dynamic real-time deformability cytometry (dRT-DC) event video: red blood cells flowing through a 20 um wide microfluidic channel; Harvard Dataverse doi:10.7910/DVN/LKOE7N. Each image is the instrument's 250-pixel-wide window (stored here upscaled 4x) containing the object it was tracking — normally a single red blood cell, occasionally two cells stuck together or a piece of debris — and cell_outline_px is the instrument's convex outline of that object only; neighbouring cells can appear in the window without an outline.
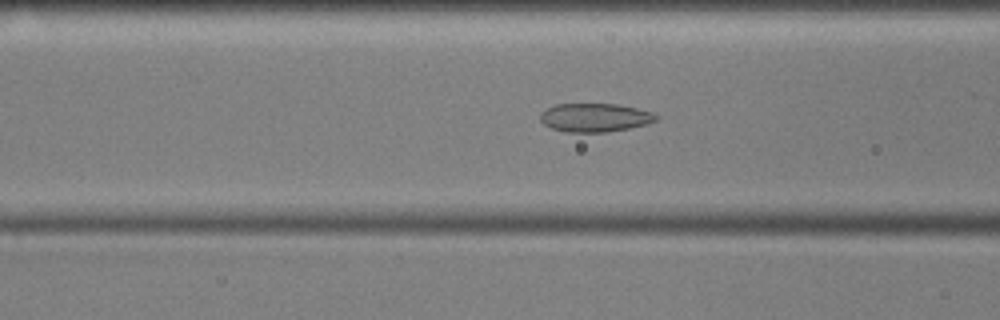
{"species": "common noctule bat (a hibernating species)", "species_latin": "Nyctalus noctula", "temperature_condition": "cold", "stored_images_in_passage": 56, "camera_frame_rate_fps": 3000, "um_per_image_px": 0.085, "animal": {"sex": "male", "body_mass_g": 17.9, "forearm_length_mm": 54.2}, "frame": {"image": 1, "passage_image": 21, "time_ms": 6.667, "image_size_px": [1000, 320], "cell_outline_px": [[656, 120], [648, 124], [608, 132], [568, 132], [552, 128], [544, 124], [540, 120], [540, 112], [556, 104], [620, 104], [652, 112], [656, 116]], "centroid_in_image_um": [50.55, 9.99], "position_along_channel_um": 116.0, "area_um2": 19.19}}
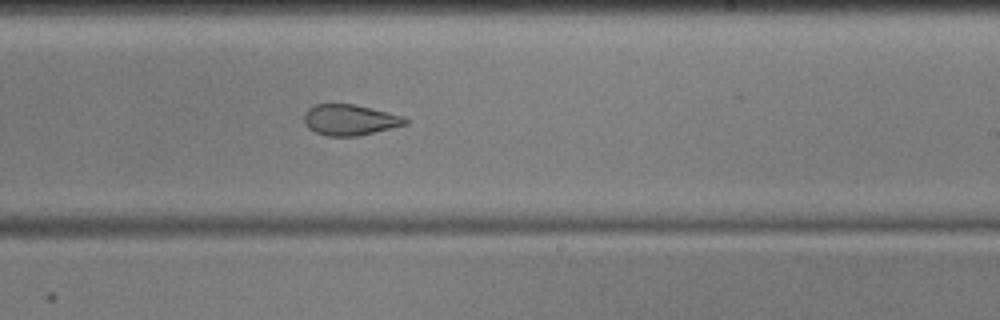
{"frame": {"image": 2, "passage_image": 33, "time_ms": 10.667, "image_size_px": [1000, 320], "cell_outline_px": [[408, 124], [356, 136], [328, 136], [316, 132], [308, 128], [304, 120], [304, 112], [308, 108], [316, 104], [352, 104], [404, 116], [408, 120]], "centroid_in_image_um": [29.72, 10.19], "position_along_channel_um": 259.3, "area_um2": 17.98}}
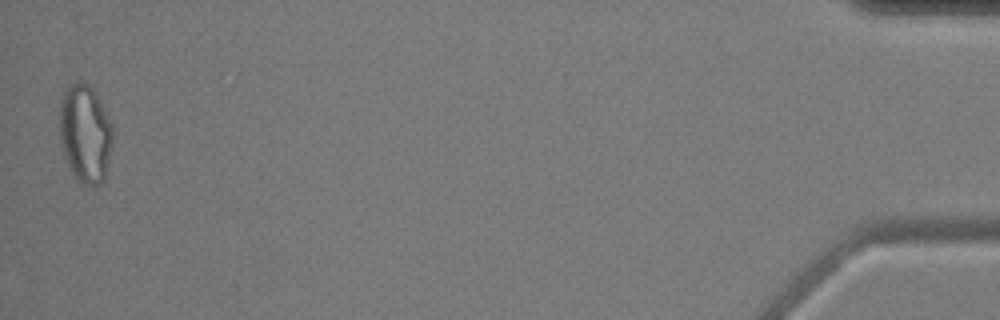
{"frame": {"image": 3, "passage_image": 55, "time_ms": 18.0, "image_size_px": [1000, 320], "cell_outline_px": [[112, 144], [104, 180], [100, 184], [92, 188], [80, 184], [76, 180], [64, 156], [60, 144], [60, 104], [64, 92], [68, 84], [76, 80], [80, 80], [88, 84], [96, 92], [112, 124]], "centroid_in_image_um": [7.23, 11.36], "position_along_channel_um": 428.0, "area_um2": 30.92}, "authors_computed_cell_mechanics": {"area_um2": 22.7154, "velocity_mm_per_s": 3.5792, "shape_relaxation_time_tau1_ms": null, "shape_relaxation_time_tau2_ms": 2.218, "deformation_change_tau1": null, "deformation_change_tau2": 0.0729}}